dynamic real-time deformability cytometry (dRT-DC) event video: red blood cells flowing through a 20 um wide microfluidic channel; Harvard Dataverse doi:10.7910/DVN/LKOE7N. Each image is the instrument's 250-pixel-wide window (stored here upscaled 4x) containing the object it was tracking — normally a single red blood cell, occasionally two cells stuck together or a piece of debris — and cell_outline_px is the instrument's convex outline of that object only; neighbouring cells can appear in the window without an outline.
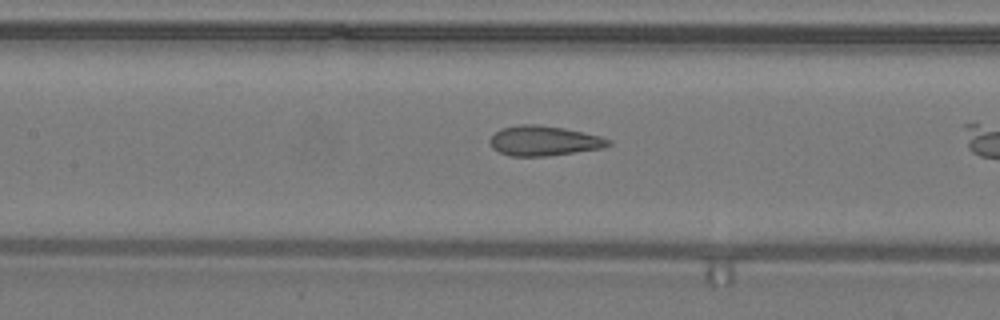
{"species": "common noctule bat (a hibernating species)", "species_latin": "Nyctalus noctula", "temperature_condition": "warm", "stored_images_in_passage": 23, "camera_frame_rate_fps": 3000, "um_per_image_px": 0.085, "animal": {"sex": "male", "body_mass_g": 19.2, "forearm_length_mm": 51.8}, "frame": {"image": 1, "passage_image": 7, "time_ms": 2.0, "image_size_px": [1000, 320], "cell_outline_px": [[612, 144], [604, 148], [548, 156], [512, 156], [500, 152], [492, 148], [488, 140], [500, 128], [520, 124], [536, 124], [564, 128], [600, 136], [612, 140]], "centroid_in_image_um": [46.24, 11.97], "position_along_channel_um": 161.2, "area_um2": 20.75}}
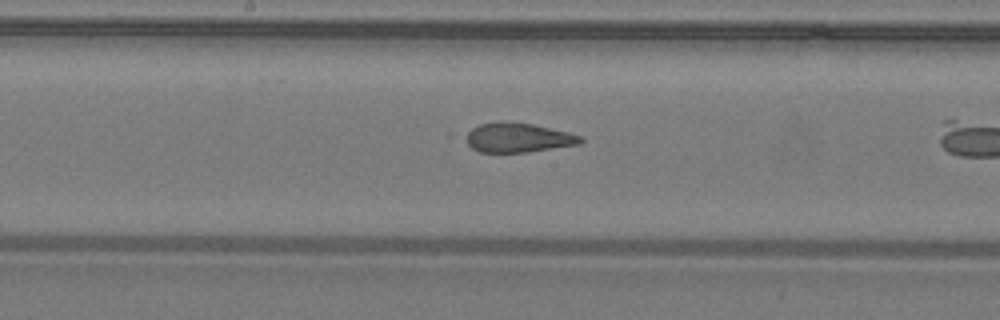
{"frame": {"image": 2, "passage_image": 10, "time_ms": 3.0, "image_size_px": [1000, 320], "cell_outline_px": [[584, 140], [580, 144], [528, 152], [480, 152], [472, 148], [460, 136], [464, 132], [480, 124], [496, 120], [532, 124], [568, 132], [580, 136]], "centroid_in_image_um": [43.94, 11.69], "position_along_channel_um": 204.3, "area_um2": 20.0}}